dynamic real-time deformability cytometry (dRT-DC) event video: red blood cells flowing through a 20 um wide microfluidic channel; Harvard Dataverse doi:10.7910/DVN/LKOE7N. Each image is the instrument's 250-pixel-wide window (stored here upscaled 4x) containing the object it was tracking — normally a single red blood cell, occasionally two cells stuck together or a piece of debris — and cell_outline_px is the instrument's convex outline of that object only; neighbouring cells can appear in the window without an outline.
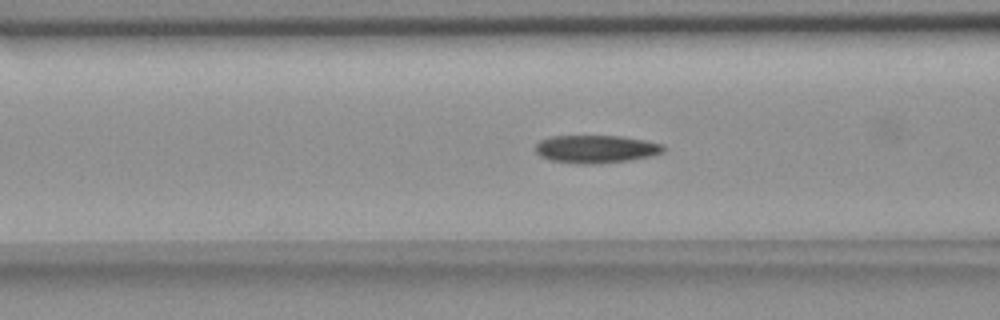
{"species": "common noctule bat (a hibernating species)", "species_latin": "Nyctalus noctula", "temperature_condition": "room temperature", "stored_images_in_passage": 42, "camera_frame_rate_fps": 3000, "um_per_image_px": 0.085, "animal": {"sex": "female", "body_mass_g": 18.4}, "frame": {"image": 1, "passage_image": 7, "time_ms": 2.0, "image_size_px": [1000, 320], "cell_outline_px": [[664, 152], [652, 156], [628, 160], [600, 164], [576, 164], [548, 160], [540, 156], [536, 152], [536, 144], [540, 140], [552, 136], [620, 136], [644, 140], [664, 144]], "centroid_in_image_um": [50.65, 12.68], "position_along_channel_um": 115.9, "area_um2": 20.98}}
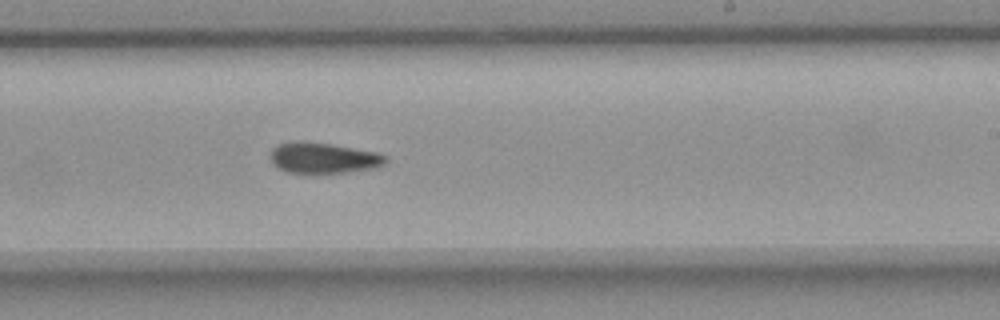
{"frame": {"image": 2, "passage_image": 19, "time_ms": 6.0, "image_size_px": [1000, 320], "cell_outline_px": [[388, 160], [384, 164], [376, 168], [348, 172], [284, 172], [272, 164], [268, 156], [272, 148], [276, 144], [292, 140], [304, 140], [332, 144], [376, 152], [388, 156]], "centroid_in_image_um": [27.43, 13.4], "position_along_channel_um": 261.6, "area_um2": 21.1}}
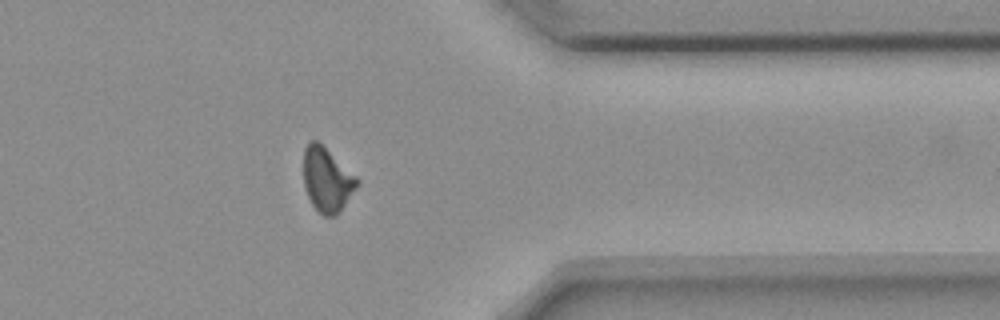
{"frame": {"image": 3, "passage_image": 30, "time_ms": 9.667, "image_size_px": [1000, 320], "cell_outline_px": [[360, 184], [340, 212], [336, 216], [324, 216], [312, 204], [308, 196], [304, 184], [304, 148], [308, 140], [316, 140], [356, 176], [360, 180]], "centroid_in_image_um": [27.81, 15.29], "position_along_channel_um": 383.6, "area_um2": 19.94}, "authors_computed_cell_mechanics": {"area_um2": 20.6057, "velocity_mm_per_s": 3.6534, "shape_relaxation_time_tau1_ms": 11.1099, "shape_relaxation_time_tau2_ms": null, "deformation_change_tau1": 0.2119, "deformation_change_tau2": null}}